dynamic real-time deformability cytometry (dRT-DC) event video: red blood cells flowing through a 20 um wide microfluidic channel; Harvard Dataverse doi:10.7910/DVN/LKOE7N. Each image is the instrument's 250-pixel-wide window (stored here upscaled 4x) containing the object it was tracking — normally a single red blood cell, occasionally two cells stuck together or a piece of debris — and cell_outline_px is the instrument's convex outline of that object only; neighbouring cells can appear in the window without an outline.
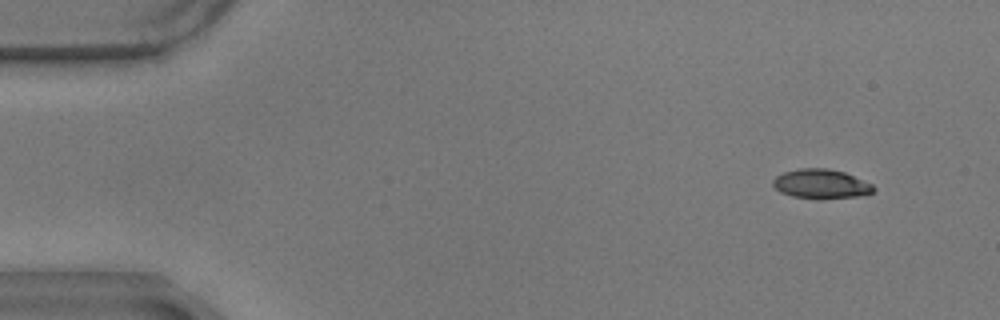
{"species": "common noctule bat (a hibernating species)", "species_latin": "Nyctalus noctula", "temperature_condition": "warm", "stored_images_in_passage": 4, "camera_frame_rate_fps": 3000, "um_per_image_px": 0.085, "animal": {"sex": "male", "body_mass_g": 17.9}, "frame": {"image": 1, "passage_image": 1, "time_ms": 0.0, "image_size_px": [1000, 320], "cell_outline_px": [[876, 188], [872, 192], [856, 196], [792, 196], [780, 192], [772, 184], [772, 180], [776, 176], [784, 172], [800, 168], [828, 168], [844, 172], [872, 184]], "centroid_in_image_um": [69.75, 15.58], "position_along_channel_um": 15.2, "area_um2": 16.36}}